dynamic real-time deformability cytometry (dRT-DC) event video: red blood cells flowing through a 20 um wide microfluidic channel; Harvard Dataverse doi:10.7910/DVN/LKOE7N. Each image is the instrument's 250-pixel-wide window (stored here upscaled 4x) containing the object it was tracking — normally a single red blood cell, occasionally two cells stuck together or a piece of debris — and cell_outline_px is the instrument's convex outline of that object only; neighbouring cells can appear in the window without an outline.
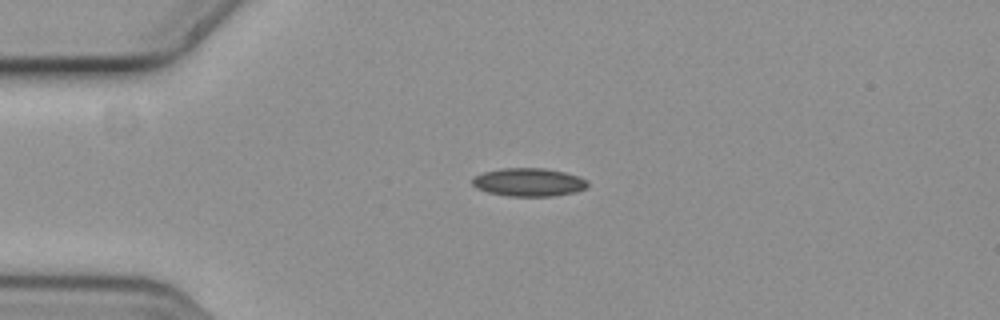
{"species": "common noctule bat (a hibernating species)", "species_latin": "Nyctalus noctula", "temperature_condition": "cold", "stored_images_in_passage": 2, "camera_frame_rate_fps": 3000, "um_per_image_px": 0.085, "animal": {"sex": "female", "body_mass_g": 19.3, "forearm_length_mm": 54.1}, "frame": {"image": 1, "passage_image": 1, "time_ms": 0.0, "image_size_px": [1000, 320], "cell_outline_px": [[588, 184], [584, 188], [576, 192], [552, 196], [508, 196], [488, 192], [476, 188], [472, 184], [472, 180], [476, 176], [484, 172], [504, 168], [544, 168], [564, 172], [588, 180]], "centroid_in_image_um": [44.94, 15.49], "position_along_channel_um": 40.1, "area_um2": 18.79}}